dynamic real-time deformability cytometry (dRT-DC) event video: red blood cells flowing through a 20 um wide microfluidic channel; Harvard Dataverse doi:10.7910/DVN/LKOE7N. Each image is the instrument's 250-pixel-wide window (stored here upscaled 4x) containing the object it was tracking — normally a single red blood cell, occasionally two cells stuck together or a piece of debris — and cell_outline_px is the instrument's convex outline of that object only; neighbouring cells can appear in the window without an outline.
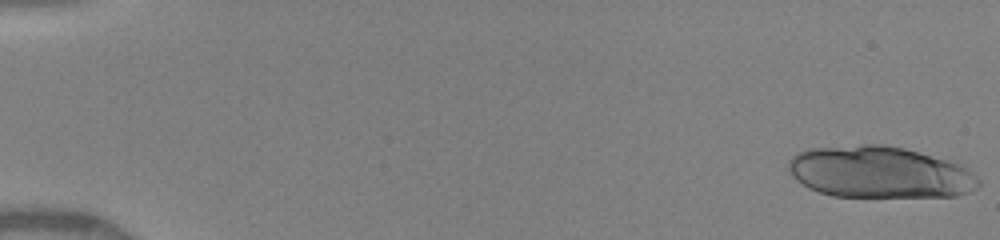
{"species": "human", "species_latin": "Homo sapiens", "temperature_condition": "warm", "stored_images_in_passage": 52, "camera_frame_rate_fps": 3000, "um_per_image_px": 0.085, "donor": {"sex": "female"}, "frame": {"image": 1, "passage_image": 1, "time_ms": 0.0, "image_size_px": [1000, 240], "cell_outline_px": [[980, 184], [976, 188], [968, 192], [956, 196], [832, 196], [808, 188], [796, 180], [792, 176], [788, 168], [788, 160], [796, 152], [812, 148], [860, 144], [884, 144], [904, 148], [944, 160], [968, 168], [980, 180]], "centroid_in_image_um": [74.71, 14.63], "position_along_channel_um": 10.3, "area_um2": 57.05}}
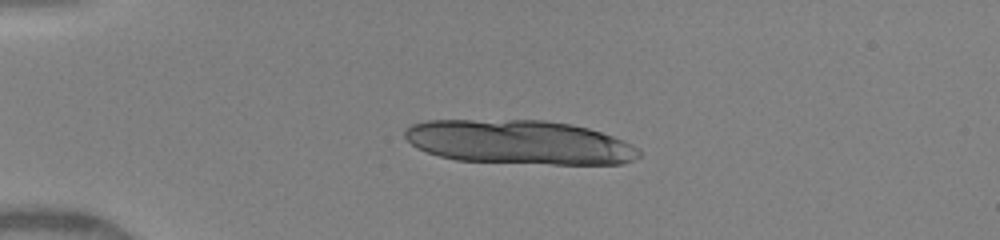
{"frame": {"image": 2, "passage_image": 23, "time_ms": 3.667, "image_size_px": [1000, 240], "cell_outline_px": [[640, 156], [632, 160], [620, 164], [552, 164], [456, 160], [440, 156], [416, 148], [404, 136], [404, 132], [412, 124], [424, 120], [544, 120], [572, 124], [588, 128], [624, 140], [640, 148]], "centroid_in_image_um": [44.15, 12.08], "position_along_channel_um": 40.8, "area_um2": 60.29}}